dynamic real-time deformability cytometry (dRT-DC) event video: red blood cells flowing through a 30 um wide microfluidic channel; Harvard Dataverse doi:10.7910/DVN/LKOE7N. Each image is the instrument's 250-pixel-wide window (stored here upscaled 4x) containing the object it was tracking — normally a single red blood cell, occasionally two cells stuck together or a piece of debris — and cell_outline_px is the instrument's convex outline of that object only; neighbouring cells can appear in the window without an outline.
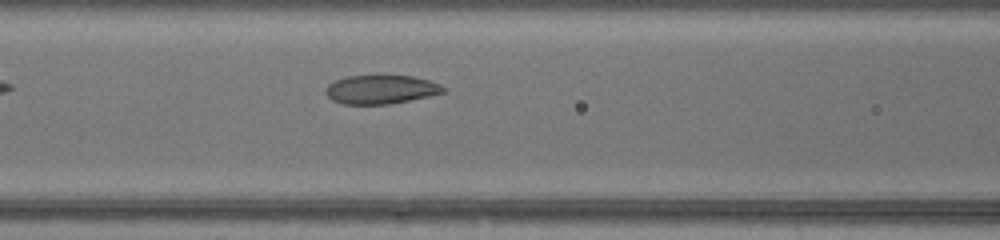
{"species": "common noctule bat (a hibernating species)", "species_latin": "Nyctalus noctula", "temperature_condition": "warm", "stored_images_in_passage": 30, "camera_frame_rate_fps": 3000, "um_per_image_px": 0.085, "animal": {"sex": "female", "body_mass_g": 17.0, "forearm_length_mm": 48.0}, "frame": {"image": 1, "passage_image": 6, "time_ms": 1.667, "image_size_px": [1000, 240], "cell_outline_px": [[448, 88], [444, 92], [428, 96], [388, 104], [344, 104], [332, 100], [324, 92], [328, 84], [336, 80], [348, 76], [412, 76], [428, 80], [440, 84]], "centroid_in_image_um": [32.38, 7.6], "position_along_channel_um": 134.2, "area_um2": 19.54}}
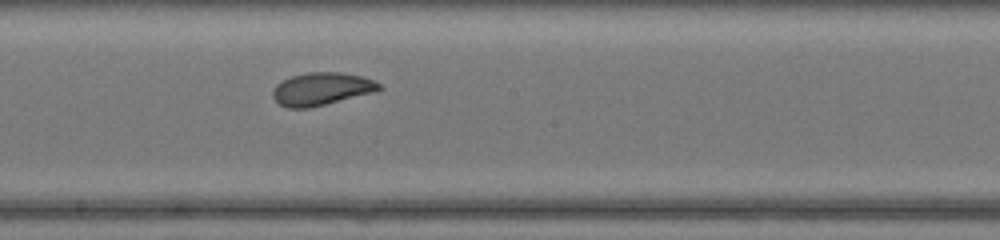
{"frame": {"image": 2, "passage_image": 12, "time_ms": 3.667, "image_size_px": [1000, 240], "cell_outline_px": [[384, 88], [372, 92], [308, 108], [288, 108], [280, 104], [272, 96], [272, 92], [276, 84], [292, 76], [308, 72], [340, 72], [360, 76], [372, 80], [380, 84]], "centroid_in_image_um": [27.3, 7.55], "position_along_channel_um": 220.9, "area_um2": 19.88}}
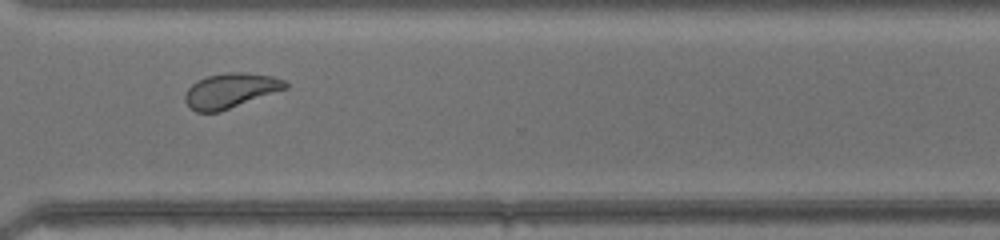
{"frame": {"image": 3, "passage_image": 21, "time_ms": 6.667, "image_size_px": [1000, 240], "cell_outline_px": [[288, 88], [220, 112], [196, 112], [188, 108], [184, 100], [184, 96], [188, 88], [192, 84], [208, 76], [228, 72], [244, 72], [272, 76], [284, 80], [288, 84]], "centroid_in_image_um": [19.58, 7.72], "position_along_channel_um": 351.0, "area_um2": 20.4}, "authors_computed_cell_mechanics": {"area_um2": 20.3745, "velocity_mm_per_s": 4.3481, "shape_relaxation_time_tau1_ms": 8.0655, "shape_relaxation_time_tau2_ms": 1.6249, "deformation_change_tau1": 0.1836, "deformation_change_tau2": 0.0752}}